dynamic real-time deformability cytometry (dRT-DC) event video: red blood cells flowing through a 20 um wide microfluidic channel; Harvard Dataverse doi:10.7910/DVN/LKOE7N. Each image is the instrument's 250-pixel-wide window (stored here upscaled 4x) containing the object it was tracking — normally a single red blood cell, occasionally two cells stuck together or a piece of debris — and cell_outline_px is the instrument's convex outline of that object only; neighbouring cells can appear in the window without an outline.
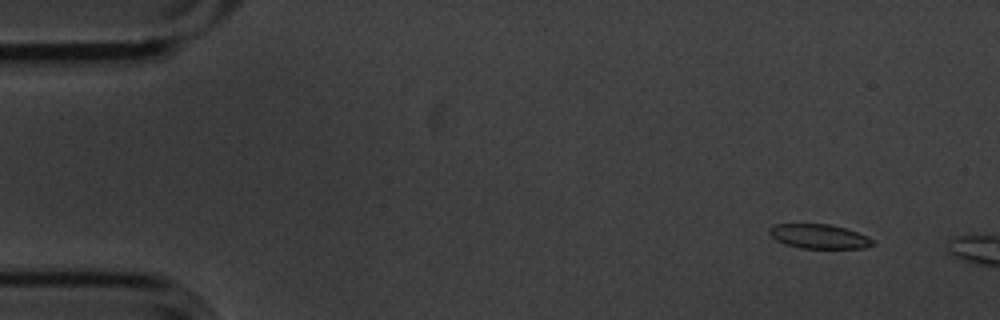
{"species": "common noctule bat (a hibernating species)", "species_latin": "Nyctalus noctula", "temperature_condition": "cold", "stored_images_in_passage": 4, "camera_frame_rate_fps": 3000, "um_per_image_px": 0.085, "animal": {"sex": "male", "body_mass_g": 20.1, "forearm_length_mm": 53.5}, "frame": {"image": 1, "passage_image": 2, "time_ms": 0.333, "image_size_px": [1000, 320], "cell_outline_px": [[876, 244], [864, 248], [804, 248], [784, 244], [776, 240], [768, 232], [768, 228], [772, 224], [832, 224], [868, 236]], "centroid_in_image_um": [69.6, 20.09], "position_along_channel_um": 15.4, "area_um2": 14.68}}